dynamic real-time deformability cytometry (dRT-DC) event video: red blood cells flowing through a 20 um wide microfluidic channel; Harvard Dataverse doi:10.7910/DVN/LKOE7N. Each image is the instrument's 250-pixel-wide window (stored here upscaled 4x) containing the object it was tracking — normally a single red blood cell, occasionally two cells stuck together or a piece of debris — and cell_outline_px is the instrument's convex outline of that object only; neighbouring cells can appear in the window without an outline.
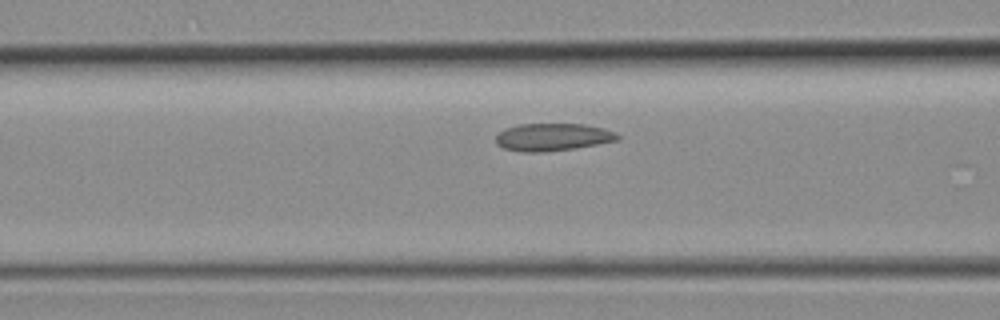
{"species": "common noctule bat (a hibernating species)", "species_latin": "Nyctalus noctula", "temperature_condition": "room temperature", "stored_images_in_passage": 5, "camera_frame_rate_fps": 3000, "um_per_image_px": 0.085, "animal": {"sex": "female", "body_mass_g": 19.3, "forearm_length_mm": 54.1}, "frame": {"image": 1, "passage_image": 4, "time_ms": 1.0, "image_size_px": [1000, 320], "cell_outline_px": [[620, 140], [572, 148], [544, 152], [520, 152], [504, 148], [496, 144], [496, 136], [504, 128], [520, 124], [584, 124], [604, 128], [616, 132], [620, 136]], "centroid_in_image_um": [46.97, 11.65], "position_along_channel_um": 119.6, "area_um2": 19.54}}